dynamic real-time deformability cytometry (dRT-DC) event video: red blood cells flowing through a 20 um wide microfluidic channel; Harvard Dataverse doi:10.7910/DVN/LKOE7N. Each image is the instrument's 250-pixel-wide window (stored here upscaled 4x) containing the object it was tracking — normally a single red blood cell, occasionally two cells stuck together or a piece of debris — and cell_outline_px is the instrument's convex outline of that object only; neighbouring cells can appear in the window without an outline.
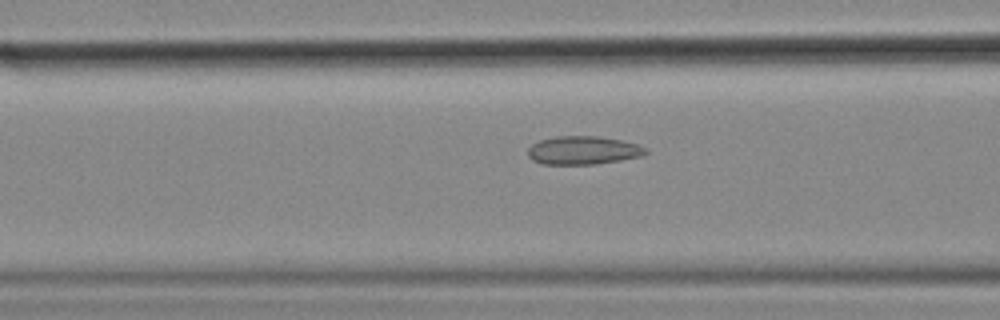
{"species": "common noctule bat (a hibernating species)", "species_latin": "Nyctalus noctula", "temperature_condition": "cold", "stored_images_in_passage": 34, "camera_frame_rate_fps": 3000, "um_per_image_px": 0.085, "animal": {"sex": "female", "body_mass_g": 18.4}, "frame": {"image": 1, "passage_image": 10, "time_ms": 3.0, "image_size_px": [1000, 320], "cell_outline_px": [[648, 152], [640, 156], [620, 160], [596, 164], [540, 164], [532, 160], [528, 156], [528, 148], [532, 144], [540, 140], [556, 136], [600, 136], [620, 140], [636, 144], [648, 148]], "centroid_in_image_um": [49.54, 12.78], "position_along_channel_um": 117.1, "area_um2": 19.48}}